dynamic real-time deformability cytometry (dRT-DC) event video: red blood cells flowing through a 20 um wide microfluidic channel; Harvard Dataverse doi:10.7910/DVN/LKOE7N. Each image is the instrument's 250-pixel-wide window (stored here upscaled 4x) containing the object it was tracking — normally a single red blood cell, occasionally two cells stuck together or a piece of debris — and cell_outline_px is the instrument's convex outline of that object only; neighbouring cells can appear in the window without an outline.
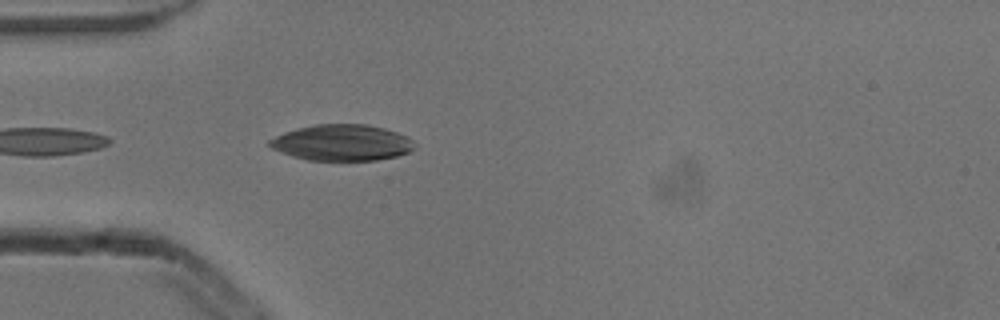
{"species": "common noctule bat (a hibernating species)", "species_latin": "Nyctalus noctula", "temperature_condition": "cold", "stored_images_in_passage": 5, "camera_frame_rate_fps": 3000, "um_per_image_px": 0.085, "animal": {"sex": "male", "body_mass_g": 13.3}, "frame": {"image": 1, "passage_image": 5, "time_ms": 1.333, "image_size_px": [1000, 320], "cell_outline_px": [[416, 148], [408, 152], [396, 156], [376, 160], [308, 160], [292, 156], [280, 152], [272, 148], [268, 144], [268, 140], [284, 132], [296, 128], [316, 124], [364, 124], [384, 128], [408, 136], [416, 144]], "centroid_in_image_um": [29.07, 12.12], "position_along_channel_um": 55.9, "area_um2": 30.58}}